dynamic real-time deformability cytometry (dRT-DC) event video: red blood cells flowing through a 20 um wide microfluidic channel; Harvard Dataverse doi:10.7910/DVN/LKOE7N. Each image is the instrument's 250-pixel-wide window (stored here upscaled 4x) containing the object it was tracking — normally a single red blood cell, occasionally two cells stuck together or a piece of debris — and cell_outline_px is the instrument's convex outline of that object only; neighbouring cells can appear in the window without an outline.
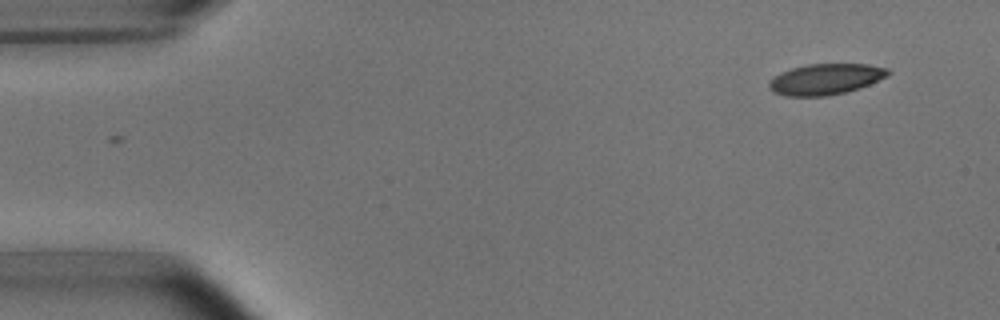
{"species": "common noctule bat (a hibernating species)", "species_latin": "Nyctalus noctula", "temperature_condition": "room temperature", "stored_images_in_passage": 3, "camera_frame_rate_fps": 3000, "um_per_image_px": 0.085, "animal": {"sex": "male", "body_mass_g": 15.6}, "frame": {"image": 1, "passage_image": 3, "time_ms": 2.333, "image_size_px": [1000, 320], "cell_outline_px": [[892, 72], [888, 76], [860, 88], [848, 92], [828, 96], [784, 96], [772, 92], [768, 88], [768, 84], [776, 76], [792, 68], [808, 64], [868, 64], [888, 68]], "centroid_in_image_um": [70.21, 6.74], "position_along_channel_um": 14.8, "area_um2": 21.5}}